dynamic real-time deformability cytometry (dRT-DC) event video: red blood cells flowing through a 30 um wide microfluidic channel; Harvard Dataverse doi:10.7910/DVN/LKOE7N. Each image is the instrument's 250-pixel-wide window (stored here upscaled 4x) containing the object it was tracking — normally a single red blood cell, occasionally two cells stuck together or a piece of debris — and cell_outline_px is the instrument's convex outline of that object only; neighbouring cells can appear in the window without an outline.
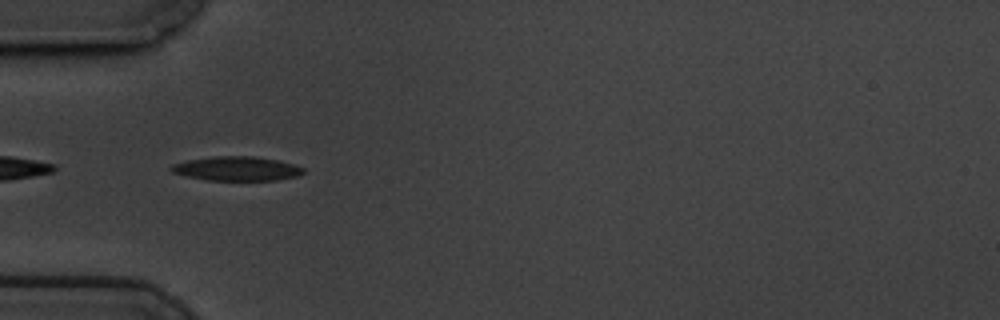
{"species": "common noctule bat (a hibernating species)", "species_latin": "Nyctalus noctula", "temperature_condition": "cold", "stored_images_in_passage": 3, "camera_frame_rate_fps": 3000, "um_per_image_px": 0.085, "animal": {"sex": "male", "body_mass_g": 19.5, "forearm_length_mm": 54.6}, "frame": {"image": 1, "passage_image": 2, "time_ms": 0.333, "image_size_px": [1000, 320], "cell_outline_px": [[304, 172], [296, 176], [276, 180], [208, 180], [184, 176], [172, 172], [168, 168], [172, 164], [188, 160], [212, 156], [256, 156], [280, 160], [304, 168]], "centroid_in_image_um": [20.09, 14.32], "position_along_channel_um": 64.9, "area_um2": 18.73}}